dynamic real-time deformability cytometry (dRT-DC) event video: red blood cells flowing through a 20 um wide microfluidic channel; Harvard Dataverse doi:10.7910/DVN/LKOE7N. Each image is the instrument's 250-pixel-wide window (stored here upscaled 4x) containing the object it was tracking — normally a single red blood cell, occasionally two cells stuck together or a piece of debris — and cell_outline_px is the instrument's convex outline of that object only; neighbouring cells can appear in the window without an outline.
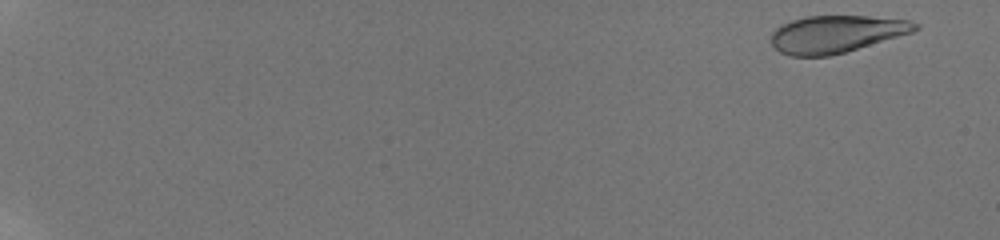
{"species": "human", "species_latin": "Homo sapiens", "temperature_condition": "room temperature", "stored_images_in_passage": 58, "camera_frame_rate_fps": 3000, "um_per_image_px": 0.085, "donor": {"sex": "male"}, "frame": {"image": 1, "passage_image": 4, "time_ms": 1.0, "image_size_px": [1000, 240], "cell_outline_px": [[920, 28], [912, 32], [844, 52], [828, 56], [792, 56], [780, 52], [772, 44], [772, 32], [780, 24], [804, 16], [868, 16], [908, 20], [920, 24]], "centroid_in_image_um": [71.06, 2.88], "position_along_channel_um": 13.9, "area_um2": 31.04}}
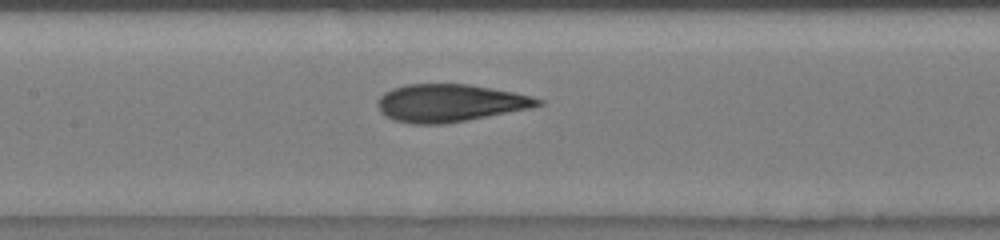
{"frame": {"image": 2, "passage_image": 33, "time_ms": 10.667, "image_size_px": [1000, 240], "cell_outline_px": [[544, 104], [532, 108], [444, 124], [412, 124], [392, 120], [384, 116], [380, 112], [376, 104], [376, 100], [384, 92], [392, 88], [404, 84], [468, 84], [492, 88], [532, 96], [544, 100]], "centroid_in_image_um": [38.2, 8.75], "position_along_channel_um": 169.2, "area_um2": 35.43}}
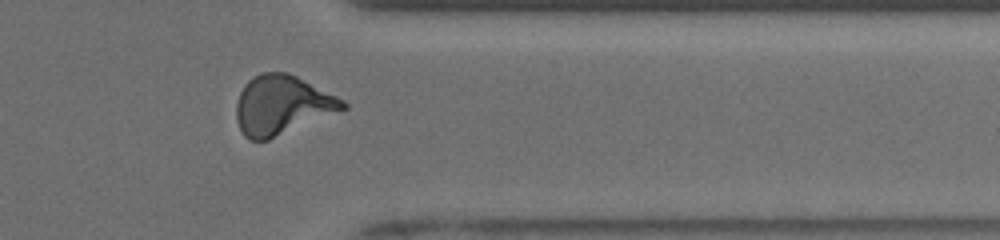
{"frame": {"image": 3, "passage_image": 50, "time_ms": 16.333, "image_size_px": [1000, 240], "cell_outline_px": [[348, 108], [268, 140], [248, 140], [244, 136], [236, 120], [236, 104], [240, 92], [244, 84], [248, 80], [260, 72], [288, 72], [344, 100], [348, 104]], "centroid_in_image_um": [23.95, 8.93], "position_along_channel_um": 387.5, "area_um2": 36.65}, "authors_computed_cell_mechanics": {"area_um2": 33.8708, "velocity_mm_per_s": 3.8869, "shape_relaxation_time_tau1_ms": 4.9482, "shape_relaxation_time_tau2_ms": 1.068, "deformation_change_tau1": 0.2, "deformation_change_tau2": 0.0855}}